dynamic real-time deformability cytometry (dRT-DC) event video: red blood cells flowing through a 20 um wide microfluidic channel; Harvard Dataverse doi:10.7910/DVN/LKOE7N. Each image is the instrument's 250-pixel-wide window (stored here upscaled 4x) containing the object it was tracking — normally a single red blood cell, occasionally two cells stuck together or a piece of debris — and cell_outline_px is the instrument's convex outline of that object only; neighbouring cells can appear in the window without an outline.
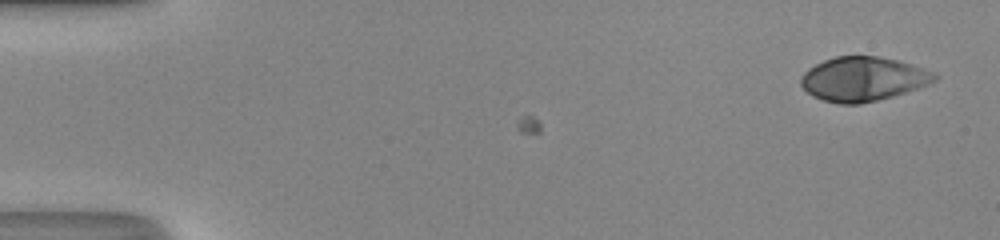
{"species": "human", "species_latin": "Homo sapiens", "temperature_condition": "room temperature", "stored_images_in_passage": 2, "camera_frame_rate_fps": 3000, "um_per_image_px": 0.085, "donor": {"sex": "male"}, "frame": {"image": 1, "passage_image": 2, "time_ms": 0.333, "image_size_px": [1000, 240], "cell_outline_px": [[940, 76], [932, 84], [892, 96], [860, 104], [840, 104], [824, 100], [812, 96], [800, 84], [800, 76], [808, 68], [824, 60], [836, 56], [880, 56], [900, 60], [936, 72]], "centroid_in_image_um": [73.4, 6.7], "position_along_channel_um": 11.6, "area_um2": 34.8}}